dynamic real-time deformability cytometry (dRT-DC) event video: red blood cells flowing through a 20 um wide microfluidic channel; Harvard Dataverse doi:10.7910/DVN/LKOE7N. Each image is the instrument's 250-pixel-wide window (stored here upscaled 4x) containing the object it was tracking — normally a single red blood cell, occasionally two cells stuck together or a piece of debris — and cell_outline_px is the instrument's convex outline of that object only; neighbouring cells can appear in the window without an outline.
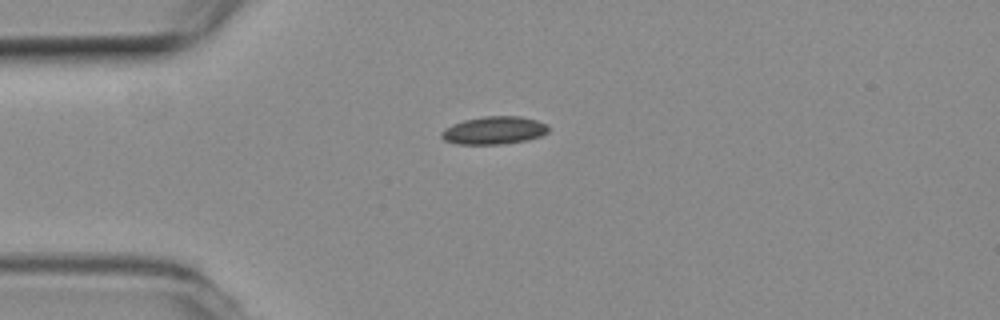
{"species": "common noctule bat (a hibernating species)", "species_latin": "Nyctalus noctula", "temperature_condition": "room temperature", "stored_images_in_passage": 42, "camera_frame_rate_fps": 3000, "um_per_image_px": 0.085, "animal": {"sex": "female", "body_mass_g": 19.3, "forearm_length_mm": 54.1}, "frame": {"image": 1, "passage_image": 1, "time_ms": 0.0, "image_size_px": [1000, 320], "cell_outline_px": [[548, 132], [540, 136], [528, 140], [504, 144], [456, 144], [444, 140], [440, 136], [440, 132], [444, 128], [452, 124], [464, 120], [484, 116], [520, 116], [536, 120], [548, 124]], "centroid_in_image_um": [41.98, 11.08], "position_along_channel_um": 43.0, "area_um2": 17.51}}
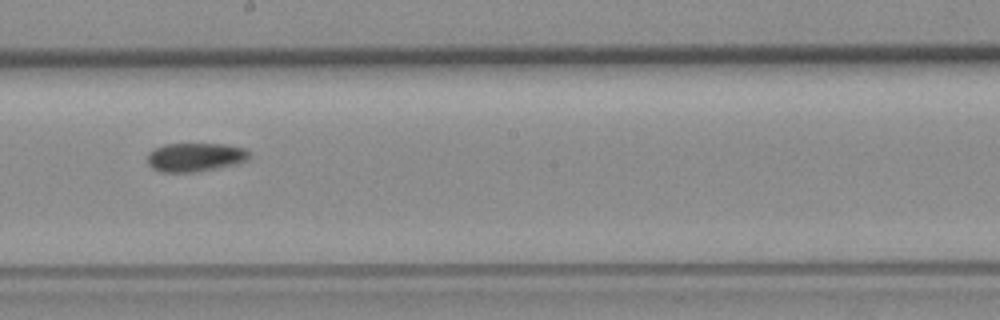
{"frame": {"image": 2, "passage_image": 18, "time_ms": 5.667, "image_size_px": [1000, 320], "cell_outline_px": [[252, 156], [248, 160], [236, 164], [196, 172], [160, 172], [152, 168], [148, 164], [148, 152], [164, 144], [224, 144], [244, 148]], "centroid_in_image_um": [16.6, 13.36], "position_along_channel_um": 231.6, "area_um2": 17.11}}
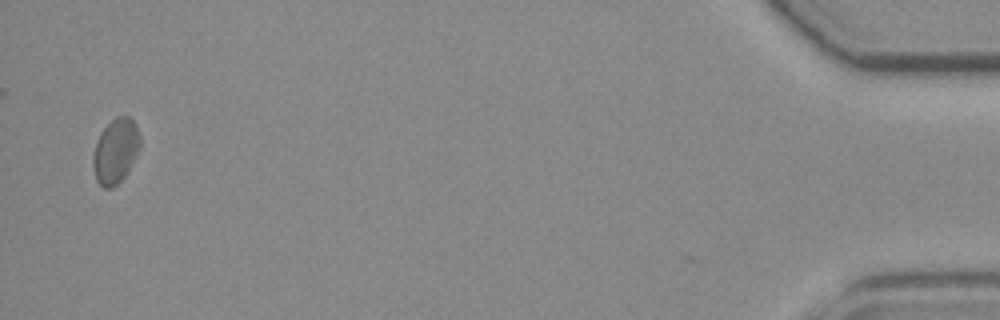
{"frame": {"image": 3, "passage_image": 41, "time_ms": 13.333, "image_size_px": [1000, 320], "cell_outline_px": [[140, 148], [124, 176], [112, 188], [104, 188], [96, 180], [92, 168], [92, 156], [100, 132], [116, 116], [128, 116], [136, 124], [140, 136]], "centroid_in_image_um": [9.81, 12.83], "position_along_channel_um": 425.4, "area_um2": 17.63}, "authors_computed_cell_mechanics": {"area_um2": 17.2244, "velocity_mm_per_s": 3.7525, "shape_relaxation_time_tau1_ms": 1.8858, "shape_relaxation_time_tau2_ms": null, "deformation_change_tau1": 0.0541, "deformation_change_tau2": null}}